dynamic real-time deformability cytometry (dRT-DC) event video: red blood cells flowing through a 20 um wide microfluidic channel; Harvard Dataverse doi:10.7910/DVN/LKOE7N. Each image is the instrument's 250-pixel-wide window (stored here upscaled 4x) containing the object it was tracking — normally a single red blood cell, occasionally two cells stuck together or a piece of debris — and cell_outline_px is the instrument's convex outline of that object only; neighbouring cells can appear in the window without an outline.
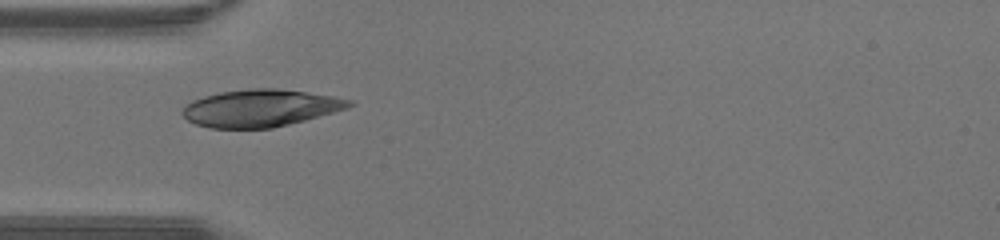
{"species": "human", "species_latin": "Homo sapiens", "temperature_condition": "warm", "stored_images_in_passage": 30, "camera_frame_rate_fps": 3000, "um_per_image_px": 0.085, "donor": {"sex": "male"}, "frame": {"image": 1, "passage_image": 1, "time_ms": 0.0, "image_size_px": [1000, 240], "cell_outline_px": [[356, 104], [348, 108], [304, 120], [272, 128], [208, 128], [196, 124], [188, 120], [180, 112], [192, 100], [204, 96], [220, 92], [252, 88], [276, 88], [332, 96], [352, 100]], "centroid_in_image_um": [22.13, 9.19], "position_along_channel_um": 62.9, "area_um2": 35.95}}
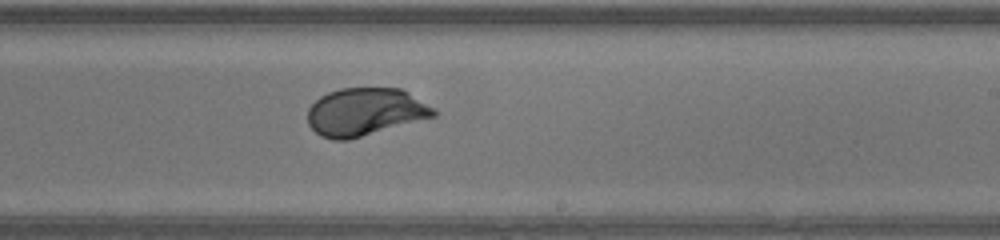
{"frame": {"image": 2, "passage_image": 13, "time_ms": 4.0, "image_size_px": [1000, 240], "cell_outline_px": [[436, 116], [348, 140], [332, 140], [320, 136], [308, 124], [308, 108], [320, 96], [328, 92], [340, 88], [400, 88], [408, 92], [436, 108]], "centroid_in_image_um": [31.03, 9.51], "position_along_channel_um": 258.0, "area_um2": 35.14}}
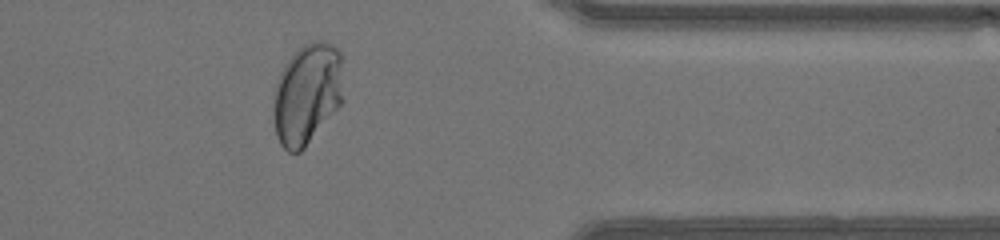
{"frame": {"image": 3, "passage_image": 22, "time_ms": 7.0, "image_size_px": [1000, 240], "cell_outline_px": [[344, 100], [304, 148], [300, 152], [288, 152], [280, 144], [276, 136], [272, 116], [276, 80], [284, 64], [304, 44], [312, 40], [324, 40], [332, 44], [340, 52]], "centroid_in_image_um": [26.09, 7.98], "position_along_channel_um": 385.3, "area_um2": 41.5}}